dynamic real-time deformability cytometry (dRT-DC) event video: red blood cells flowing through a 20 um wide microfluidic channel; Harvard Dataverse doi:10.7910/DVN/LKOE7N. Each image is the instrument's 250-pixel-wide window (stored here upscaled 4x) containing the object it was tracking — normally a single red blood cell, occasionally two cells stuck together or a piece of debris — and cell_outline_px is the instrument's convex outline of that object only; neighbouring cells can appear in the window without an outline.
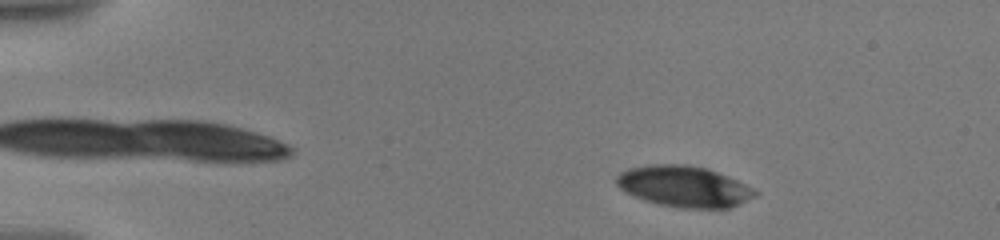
{"species": "human", "species_latin": "Homo sapiens", "temperature_condition": "warm", "stored_images_in_passage": 66, "camera_frame_rate_fps": 3000, "um_per_image_px": 0.085, "donor": {"sex": "male"}, "frame": {"image": 1, "passage_image": 8, "time_ms": 2.0, "image_size_px": [1000, 240], "cell_outline_px": [[760, 192], [756, 196], [728, 208], [680, 208], [660, 204], [636, 196], [620, 188], [616, 184], [616, 176], [620, 172], [628, 168], [648, 164], [688, 164], [708, 168], [728, 176]], "centroid_in_image_um": [58.15, 15.83], "position_along_channel_um": 26.9, "area_um2": 33.0}}
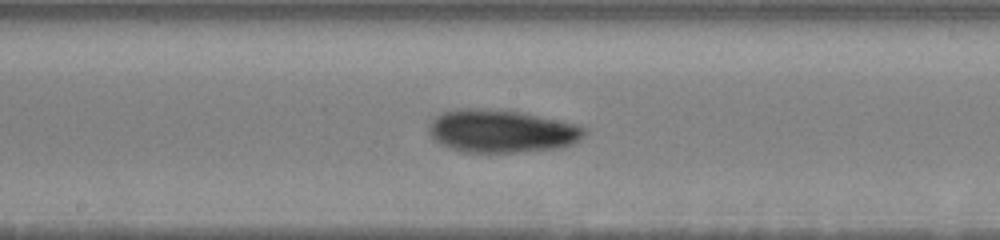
{"frame": {"image": 2, "passage_image": 31, "time_ms": 9.667, "image_size_px": [1000, 240], "cell_outline_px": [[584, 132], [572, 144], [556, 148], [516, 152], [460, 152], [436, 140], [428, 132], [428, 124], [436, 116], [444, 112], [460, 108], [496, 108], [520, 112], [560, 120], [576, 124], [584, 128]], "centroid_in_image_um": [42.58, 11.12], "position_along_channel_um": 205.6, "area_um2": 38.55}}
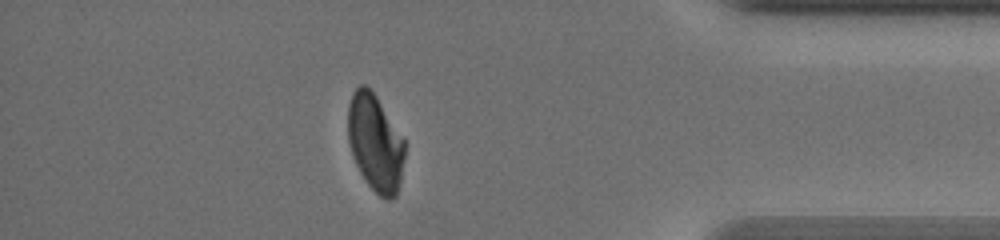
{"frame": {"image": 3, "passage_image": 58, "time_ms": 16.0, "image_size_px": [1000, 240], "cell_outline_px": [[404, 160], [400, 180], [396, 196], [388, 200], [380, 196], [368, 184], [360, 172], [356, 164], [348, 140], [348, 104], [352, 92], [360, 84], [364, 84], [376, 96], [404, 140]], "centroid_in_image_um": [31.88, 12.13], "position_along_channel_um": 403.3, "area_um2": 31.62}, "authors_computed_cell_mechanics": {"area_um2": 35.258, "velocity_mm_per_s": 3.5528, "shape_relaxation_time_tau1_ms": 5.3175, "shape_relaxation_time_tau2_ms": 4.0481, "deformation_change_tau1": 0.1604, "deformation_change_tau2": 0.0899}}